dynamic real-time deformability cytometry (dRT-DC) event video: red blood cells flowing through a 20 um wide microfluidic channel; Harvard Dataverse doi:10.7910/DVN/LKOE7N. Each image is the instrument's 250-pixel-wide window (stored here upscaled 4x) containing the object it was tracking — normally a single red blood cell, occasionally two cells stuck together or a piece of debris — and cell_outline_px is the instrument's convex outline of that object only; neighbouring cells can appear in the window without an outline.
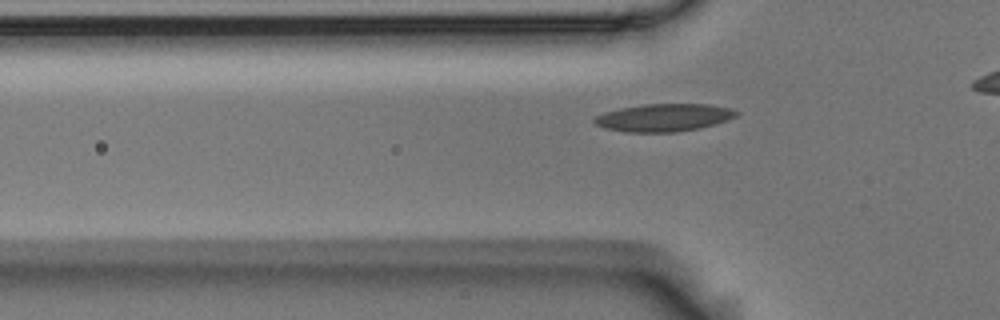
{"species": "Egyptian fruit bat (a non-hibernating species)", "species_latin": "Rousettus aegyptiacus", "temperature_condition": "room temperature", "stored_images_in_passage": 35, "camera_frame_rate_fps": 3000, "um_per_image_px": 0.085, "animal": {"sex": "male"}, "frame": {"image": 1, "passage_image": 8, "time_ms": 2.333, "image_size_px": [1000, 320], "cell_outline_px": [[740, 112], [736, 116], [728, 120], [700, 128], [676, 132], [628, 132], [604, 128], [596, 124], [592, 120], [596, 116], [604, 112], [620, 108], [644, 104], [708, 104], [732, 108]], "centroid_in_image_um": [56.44, 9.99], "position_along_channel_um": 69.4, "area_um2": 22.95}}
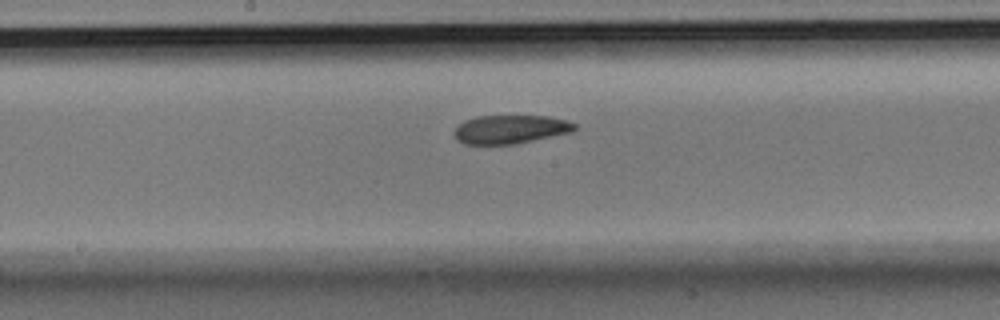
{"frame": {"image": 2, "passage_image": 19, "time_ms": 6.0, "image_size_px": [1000, 320], "cell_outline_px": [[576, 128], [572, 132], [516, 144], [464, 144], [456, 140], [452, 136], [452, 132], [464, 120], [476, 116], [548, 116], [568, 120], [576, 124]], "centroid_in_image_um": [43.36, 10.99], "position_along_channel_um": 204.8, "area_um2": 20.29}}
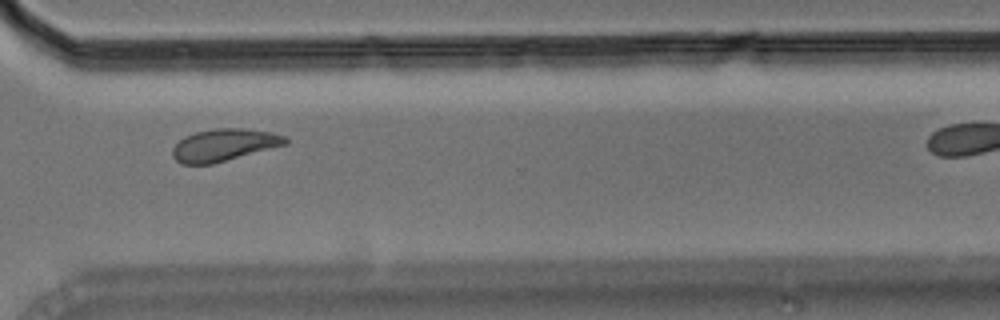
{"frame": {"image": 3, "passage_image": 31, "time_ms": 10.0, "image_size_px": [1000, 320], "cell_outline_px": [[288, 144], [212, 164], [180, 164], [172, 156], [172, 148], [184, 136], [196, 132], [216, 128], [244, 128], [272, 132], [284, 136], [288, 140]], "centroid_in_image_um": [19.04, 12.32], "position_along_channel_um": 351.6, "area_um2": 21.21}}